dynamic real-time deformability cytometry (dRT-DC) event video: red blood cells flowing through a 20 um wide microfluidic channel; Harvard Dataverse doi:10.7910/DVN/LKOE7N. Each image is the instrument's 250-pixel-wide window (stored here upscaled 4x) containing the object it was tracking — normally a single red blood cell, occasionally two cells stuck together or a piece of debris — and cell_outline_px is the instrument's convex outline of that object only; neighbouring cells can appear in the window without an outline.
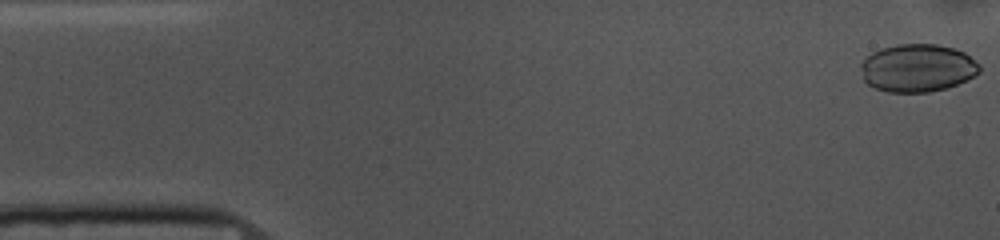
{"species": "common noctule bat (a hibernating species)", "species_latin": "Nyctalus noctula", "temperature_condition": "cold", "stored_images_in_passage": 52, "camera_frame_rate_fps": 3000, "um_per_image_px": 0.085, "animal": {"sex": "female", "body_mass_g": 10.0, "forearm_length_mm": 53.1}, "frame": {"image": 1, "passage_image": 1, "time_ms": 0.0, "image_size_px": [1000, 240], "cell_outline_px": [[980, 72], [968, 80], [944, 88], [928, 92], [888, 92], [876, 88], [868, 84], [864, 80], [860, 68], [860, 64], [872, 52], [896, 44], [936, 44], [952, 48], [964, 52], [980, 64]], "centroid_in_image_um": [77.99, 5.78], "position_along_channel_um": 7.0, "area_um2": 33.0}}
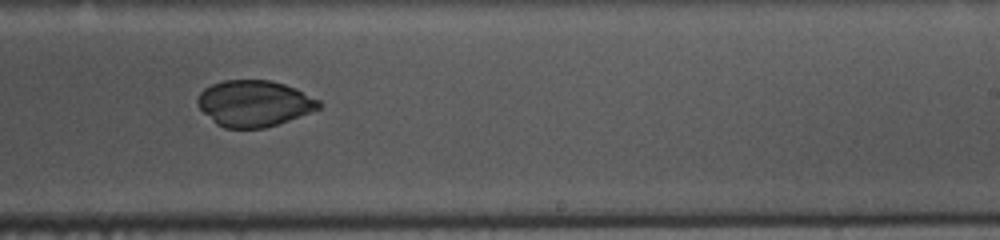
{"frame": {"image": 2, "passage_image": 31, "time_ms": 10.0, "image_size_px": [1000, 240], "cell_outline_px": [[324, 104], [320, 108], [288, 120], [264, 128], [224, 128], [216, 124], [196, 104], [196, 100], [200, 92], [204, 88], [212, 84], [224, 80], [272, 80], [296, 88], [320, 100]], "centroid_in_image_um": [21.6, 8.78], "position_along_channel_um": 267.4, "area_um2": 32.66}}
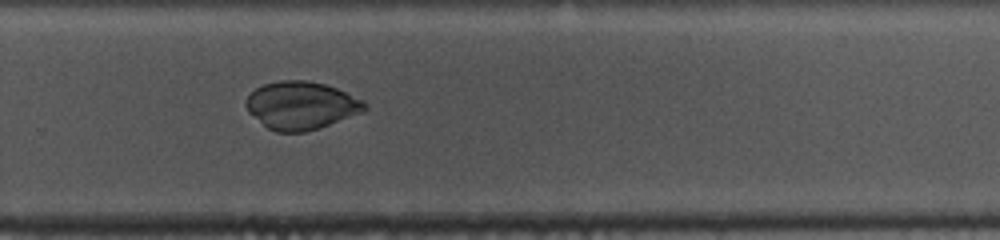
{"frame": {"image": 3, "passage_image": 34, "time_ms": 11.0, "image_size_px": [1000, 240], "cell_outline_px": [[368, 108], [360, 112], [320, 128], [304, 132], [276, 132], [268, 128], [248, 112], [244, 104], [248, 96], [256, 88], [264, 84], [280, 80], [308, 80], [324, 84], [336, 88], [364, 100], [368, 104]], "centroid_in_image_um": [25.59, 8.96], "position_along_channel_um": 304.2, "area_um2": 33.0}}